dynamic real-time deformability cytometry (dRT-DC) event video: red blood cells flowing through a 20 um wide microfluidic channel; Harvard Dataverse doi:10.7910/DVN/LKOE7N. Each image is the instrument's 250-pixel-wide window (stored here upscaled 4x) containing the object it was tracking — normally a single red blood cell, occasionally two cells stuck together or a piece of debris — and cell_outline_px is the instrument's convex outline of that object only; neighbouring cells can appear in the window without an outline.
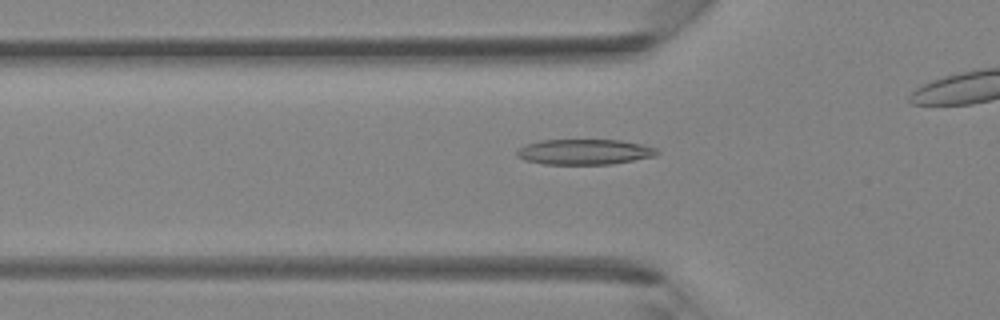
{"species": "Egyptian fruit bat (a non-hibernating species)", "species_latin": "Rousettus aegyptiacus", "temperature_condition": "room temperature", "stored_images_in_passage": 33, "camera_frame_rate_fps": 3000, "um_per_image_px": 0.085, "animal": {"sex": "female"}, "frame": {"image": 1, "passage_image": 13, "time_ms": 4.0, "image_size_px": [1000, 320], "cell_outline_px": [[660, 152], [656, 156], [612, 164], [544, 164], [524, 160], [516, 156], [516, 152], [524, 144], [540, 140], [620, 140], [640, 144], [656, 148]], "centroid_in_image_um": [49.66, 12.91], "position_along_channel_um": 76.1, "area_um2": 20.81}}
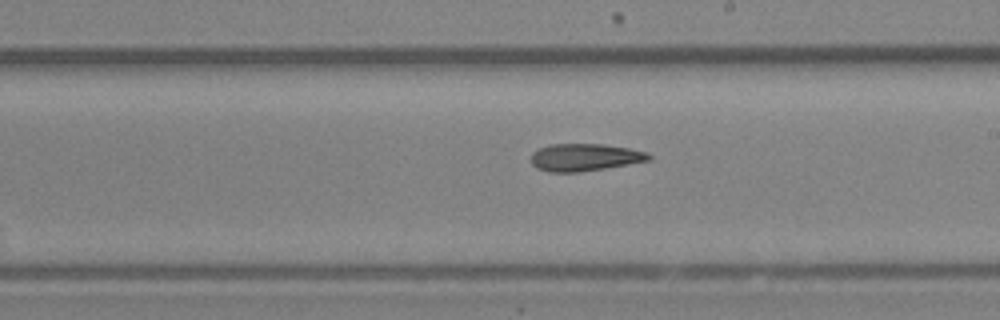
{"frame": {"image": 2, "passage_image": 23, "time_ms": 7.333, "image_size_px": [1000, 320], "cell_outline_px": [[652, 160], [580, 172], [548, 172], [536, 168], [532, 164], [532, 152], [540, 148], [552, 144], [604, 144], [628, 148], [648, 152], [652, 156]], "centroid_in_image_um": [49.72, 13.37], "position_along_channel_um": 239.3, "area_um2": 18.79}}
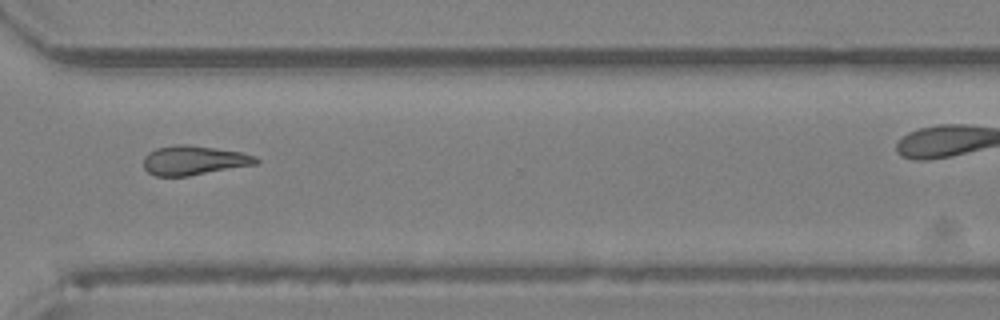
{"frame": {"image": 3, "passage_image": 30, "time_ms": 9.667, "image_size_px": [1000, 320], "cell_outline_px": [[260, 160], [256, 164], [188, 176], [156, 176], [148, 172], [144, 168], [144, 156], [148, 152], [156, 148], [176, 144], [188, 144], [244, 152], [256, 156]], "centroid_in_image_um": [16.48, 13.62], "position_along_channel_um": 354.1, "area_um2": 19.36}}